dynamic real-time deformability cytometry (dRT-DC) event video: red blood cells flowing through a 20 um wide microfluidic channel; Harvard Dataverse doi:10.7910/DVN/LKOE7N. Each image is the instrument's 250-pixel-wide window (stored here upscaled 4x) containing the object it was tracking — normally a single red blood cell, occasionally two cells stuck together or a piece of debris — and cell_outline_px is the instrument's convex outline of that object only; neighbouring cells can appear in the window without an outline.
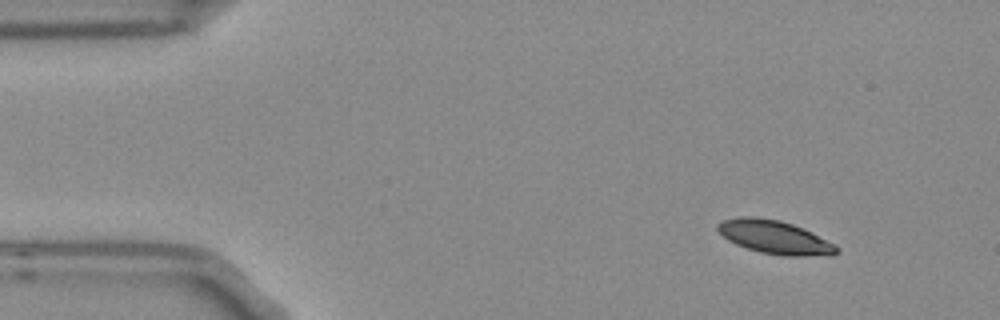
{"species": "Egyptian fruit bat (a non-hibernating species)", "species_latin": "Rousettus aegyptiacus", "temperature_condition": "room temperature", "stored_images_in_passage": 4, "camera_frame_rate_fps": 3000, "um_per_image_px": 0.085, "frame": {"image": 1, "passage_image": 1, "time_ms": 0.0, "image_size_px": [1000, 320], "cell_outline_px": [[840, 252], [832, 256], [784, 256], [760, 252], [736, 244], [728, 240], [716, 228], [716, 224], [720, 220], [740, 216], [756, 216], [780, 220], [792, 224], [812, 232], [836, 244], [840, 248]], "centroid_in_image_um": [65.89, 20.16], "position_along_channel_um": 19.1, "area_um2": 23.52}}
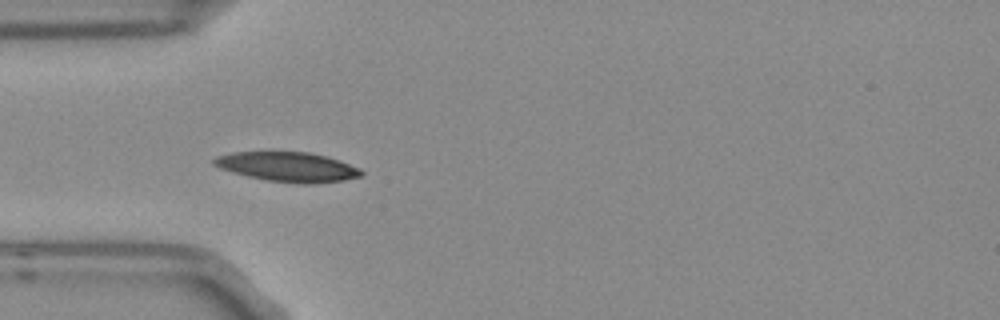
{"frame": {"image": 2, "passage_image": 4, "time_ms": 1.0, "image_size_px": [1000, 320], "cell_outline_px": [[364, 172], [360, 176], [344, 180], [316, 184], [300, 184], [268, 180], [248, 176], [232, 172], [220, 168], [212, 164], [212, 160], [216, 156], [232, 152], [308, 152], [328, 156], [340, 160], [360, 168]], "centroid_in_image_um": [24.48, 14.18], "position_along_channel_um": 60.5, "area_um2": 25.55}}